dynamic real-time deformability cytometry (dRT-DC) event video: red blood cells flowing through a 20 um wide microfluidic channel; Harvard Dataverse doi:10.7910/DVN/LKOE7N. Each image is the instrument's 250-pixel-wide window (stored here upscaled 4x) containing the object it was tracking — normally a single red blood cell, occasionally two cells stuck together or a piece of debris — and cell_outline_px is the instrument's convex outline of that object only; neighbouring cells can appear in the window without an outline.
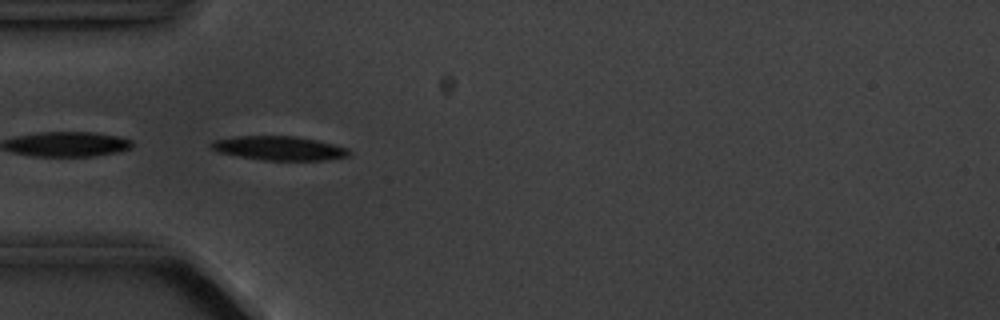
{"species": "common noctule bat (a hibernating species)", "species_latin": "Nyctalus noctula", "temperature_condition": "cold", "stored_images_in_passage": 5, "camera_frame_rate_fps": 3000, "um_per_image_px": 0.085, "animal": {"sex": "male", "body_mass_g": 20.1, "forearm_length_mm": 53.5}, "frame": {"image": 1, "passage_image": 4, "time_ms": 4.0, "image_size_px": [1000, 320], "cell_outline_px": [[352, 156], [324, 160], [264, 160], [240, 156], [220, 152], [212, 148], [208, 144], [212, 140], [236, 136], [296, 136], [336, 144], [348, 148], [352, 152]], "centroid_in_image_um": [23.79, 12.59], "position_along_channel_um": 61.2, "area_um2": 19.42}}